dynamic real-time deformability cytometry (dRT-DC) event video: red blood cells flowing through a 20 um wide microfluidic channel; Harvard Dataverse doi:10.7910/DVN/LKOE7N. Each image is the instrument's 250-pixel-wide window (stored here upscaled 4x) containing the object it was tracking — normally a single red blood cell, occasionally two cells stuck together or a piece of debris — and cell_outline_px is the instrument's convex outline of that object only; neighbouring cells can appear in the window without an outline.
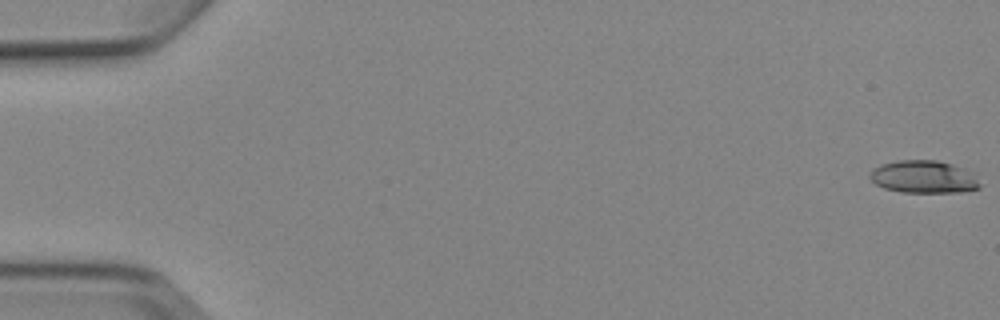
{"species": "Egyptian fruit bat (a non-hibernating species)", "species_latin": "Rousettus aegyptiacus", "temperature_condition": "cold", "stored_images_in_passage": 3, "camera_frame_rate_fps": 3000, "um_per_image_px": 0.085, "animal": {"sex": "female"}, "frame": {"image": 1, "passage_image": 1, "time_ms": 0.0, "image_size_px": [1000, 320], "cell_outline_px": [[980, 188], [960, 192], [900, 192], [884, 188], [876, 184], [868, 176], [872, 168], [880, 164], [896, 160], [936, 160], [952, 164], [964, 168], [976, 176], [980, 184]], "centroid_in_image_um": [78.49, 15.02], "position_along_channel_um": 6.5, "area_um2": 21.04}}